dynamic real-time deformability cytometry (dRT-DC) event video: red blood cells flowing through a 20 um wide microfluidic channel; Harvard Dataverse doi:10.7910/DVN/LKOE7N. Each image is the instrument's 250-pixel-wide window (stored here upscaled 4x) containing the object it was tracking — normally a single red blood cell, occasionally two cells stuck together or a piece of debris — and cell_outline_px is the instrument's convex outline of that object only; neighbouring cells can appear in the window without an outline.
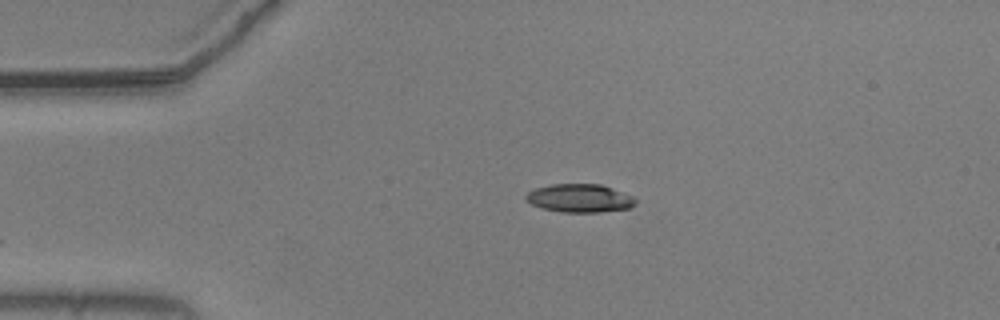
{"species": "common noctule bat (a hibernating species)", "species_latin": "Nyctalus noctula", "temperature_condition": "warm", "stored_images_in_passage": 19, "camera_frame_rate_fps": 3000, "um_per_image_px": 0.085, "animal": {"sex": "male", "body_mass_g": 20.5, "forearm_length_mm": 52.5}, "frame": {"image": 1, "passage_image": 1, "time_ms": 0.0, "image_size_px": [1000, 320], "cell_outline_px": [[636, 204], [632, 208], [600, 212], [560, 212], [544, 208], [532, 204], [524, 200], [524, 196], [528, 192], [536, 188], [552, 184], [600, 184], [612, 188], [632, 196], [636, 200]], "centroid_in_image_um": [49.28, 16.85], "position_along_channel_um": 35.7, "area_um2": 18.09}}
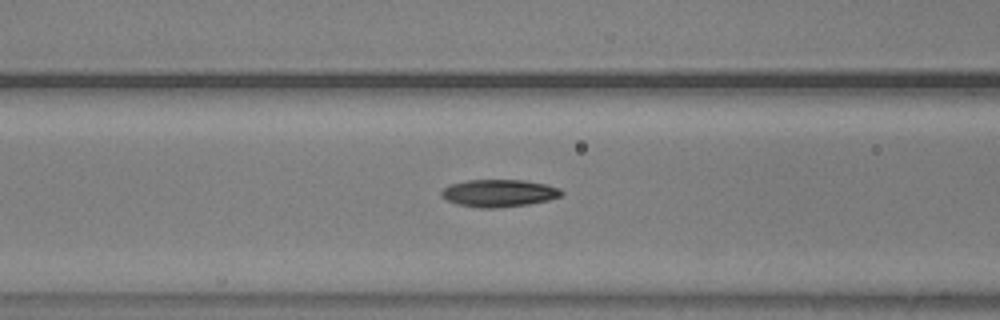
{"frame": {"image": 2, "passage_image": 11, "time_ms": 3.333, "image_size_px": [1000, 320], "cell_outline_px": [[564, 192], [560, 196], [548, 200], [528, 204], [496, 208], [476, 208], [456, 204], [440, 196], [440, 192], [444, 188], [452, 184], [468, 180], [524, 180], [548, 184], [560, 188]], "centroid_in_image_um": [42.41, 16.42], "position_along_channel_um": 124.2, "area_um2": 19.25}}
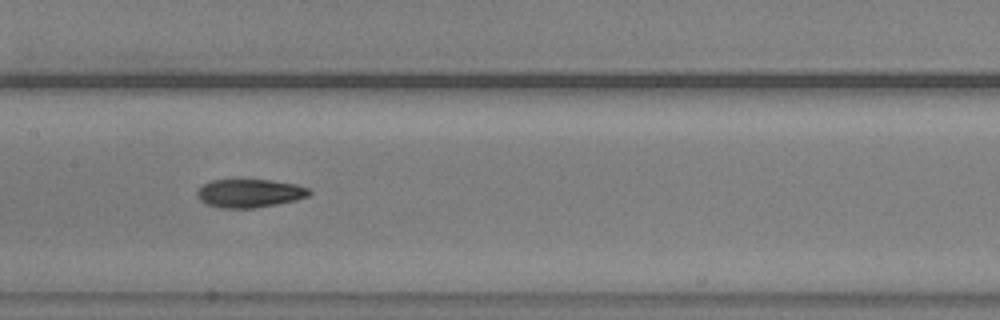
{"frame": {"image": 3, "passage_image": 16, "time_ms": 5.0, "image_size_px": [1000, 320], "cell_outline_px": [[312, 192], [308, 196], [296, 200], [276, 204], [252, 208], [220, 208], [208, 204], [200, 200], [196, 196], [196, 192], [204, 184], [212, 180], [272, 180], [296, 184], [308, 188]], "centroid_in_image_um": [21.22, 16.42], "position_along_channel_um": 186.2, "area_um2": 18.44}}